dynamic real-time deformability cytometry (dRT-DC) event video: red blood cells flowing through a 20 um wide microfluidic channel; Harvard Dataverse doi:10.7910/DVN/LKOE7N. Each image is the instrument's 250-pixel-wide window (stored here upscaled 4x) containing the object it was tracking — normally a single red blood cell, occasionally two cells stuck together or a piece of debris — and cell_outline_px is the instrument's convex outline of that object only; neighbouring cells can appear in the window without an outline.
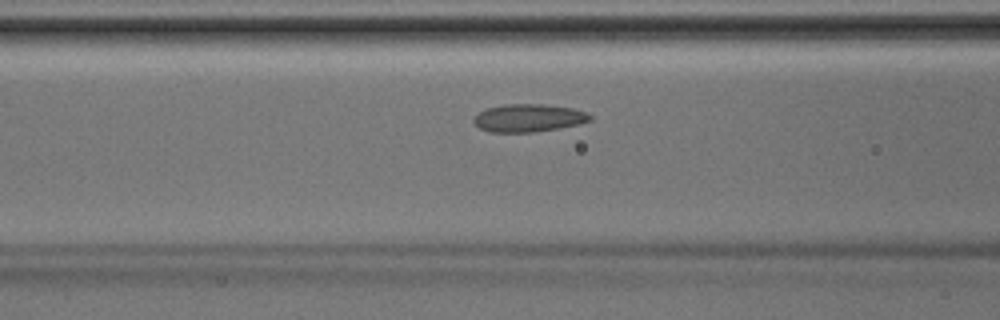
{"species": "Egyptian fruit bat (a non-hibernating species)", "species_latin": "Rousettus aegyptiacus", "temperature_condition": "room temperature", "stored_images_in_passage": 6, "camera_frame_rate_fps": 3000, "um_per_image_px": 0.085, "animal": {"sex": "male"}, "frame": {"image": 1, "passage_image": 6, "time_ms": 1.667, "image_size_px": [1000, 320], "cell_outline_px": [[592, 120], [576, 124], [536, 132], [488, 132], [480, 128], [472, 120], [480, 112], [488, 108], [504, 104], [544, 104], [572, 108], [584, 112], [592, 116]], "centroid_in_image_um": [44.91, 10.02], "position_along_channel_um": 121.7, "area_um2": 18.61}}